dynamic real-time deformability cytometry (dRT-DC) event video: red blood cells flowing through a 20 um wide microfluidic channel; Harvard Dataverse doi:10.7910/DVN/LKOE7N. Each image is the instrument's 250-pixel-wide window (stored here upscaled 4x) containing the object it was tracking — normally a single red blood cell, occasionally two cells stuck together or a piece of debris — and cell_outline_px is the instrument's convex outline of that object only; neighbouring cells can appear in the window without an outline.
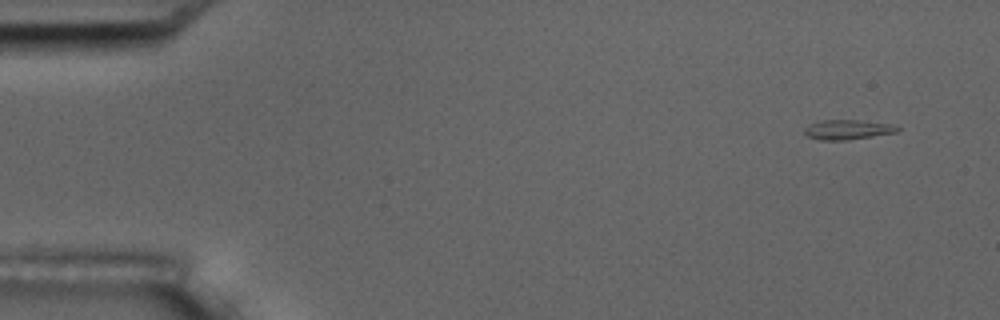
{"species": "common noctule bat (a hibernating species)", "species_latin": "Nyctalus noctula", "temperature_condition": "room temperature", "stored_images_in_passage": 4, "camera_frame_rate_fps": 3000, "um_per_image_px": 0.085, "animal": {"sex": "male", "body_mass_g": 17.5, "forearm_length_mm": 52.3}, "frame": {"image": 1, "passage_image": 1, "time_ms": 0.0, "image_size_px": [1000, 320], "cell_outline_px": [[900, 128], [896, 132], [848, 140], [820, 140], [808, 136], [804, 132], [804, 128], [808, 124], [824, 120], [860, 120], [888, 124]], "centroid_in_image_um": [71.99, 11.02], "position_along_channel_um": 13.0, "area_um2": 10.52}}
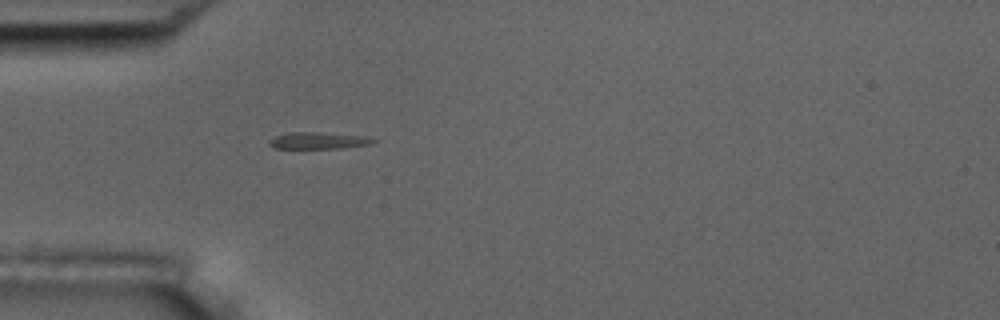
{"frame": {"image": 2, "passage_image": 4, "time_ms": 4.333, "image_size_px": [1000, 320], "cell_outline_px": [[376, 140], [372, 144], [340, 148], [272, 148], [268, 144], [268, 140], [276, 136], [288, 132], [316, 132], [364, 136]], "centroid_in_image_um": [27.01, 11.95], "position_along_channel_um": 58.0, "area_um2": 10.06}}